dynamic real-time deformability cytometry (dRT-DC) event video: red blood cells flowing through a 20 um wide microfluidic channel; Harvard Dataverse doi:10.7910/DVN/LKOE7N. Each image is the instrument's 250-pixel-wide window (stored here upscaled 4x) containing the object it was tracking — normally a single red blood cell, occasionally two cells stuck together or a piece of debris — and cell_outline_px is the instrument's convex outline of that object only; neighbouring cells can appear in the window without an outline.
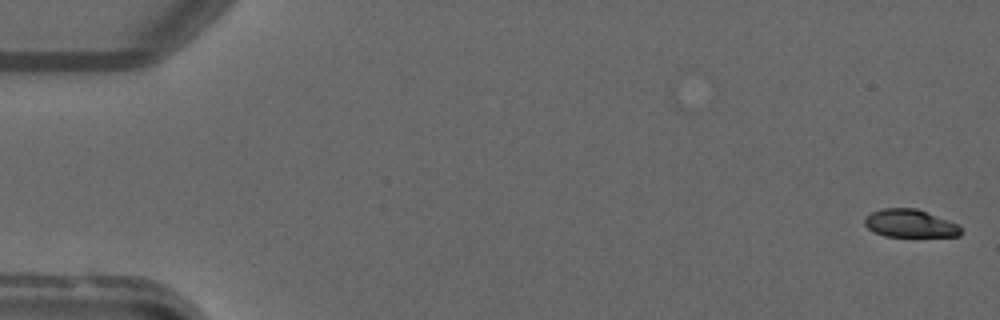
{"species": "common noctule bat (a hibernating species)", "species_latin": "Nyctalus noctula", "temperature_condition": "warm", "stored_images_in_passage": 5, "camera_frame_rate_fps": 3000, "um_per_image_px": 0.085, "animal": {"sex": "male", "forearm_length_mm": 52.5}, "frame": {"image": 1, "passage_image": 1, "time_ms": 0.0, "image_size_px": [1000, 320], "cell_outline_px": [[960, 236], [884, 236], [872, 232], [864, 224], [864, 220], [872, 212], [884, 208], [916, 208], [956, 224], [960, 228]], "centroid_in_image_um": [77.29, 19.0], "position_along_channel_um": 7.7, "area_um2": 15.32}}